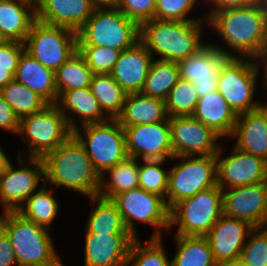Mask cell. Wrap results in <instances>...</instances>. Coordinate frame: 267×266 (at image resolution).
<instances>
[{"label":"cell","mask_w":267,"mask_h":266,"mask_svg":"<svg viewBox=\"0 0 267 266\" xmlns=\"http://www.w3.org/2000/svg\"><path fill=\"white\" fill-rule=\"evenodd\" d=\"M206 15L208 28L225 41L226 47L209 41L211 45L228 57L263 61L267 53V16L259 2L246 7L215 10Z\"/></svg>","instance_id":"obj_1"},{"label":"cell","mask_w":267,"mask_h":266,"mask_svg":"<svg viewBox=\"0 0 267 266\" xmlns=\"http://www.w3.org/2000/svg\"><path fill=\"white\" fill-rule=\"evenodd\" d=\"M43 162L46 185L64 187L87 198L98 196L100 175L73 134L56 150L48 153Z\"/></svg>","instance_id":"obj_2"},{"label":"cell","mask_w":267,"mask_h":266,"mask_svg":"<svg viewBox=\"0 0 267 266\" xmlns=\"http://www.w3.org/2000/svg\"><path fill=\"white\" fill-rule=\"evenodd\" d=\"M206 27L207 20L169 21L154 18L140 25L139 41L154 59L179 62L198 53L209 43L202 39Z\"/></svg>","instance_id":"obj_3"},{"label":"cell","mask_w":267,"mask_h":266,"mask_svg":"<svg viewBox=\"0 0 267 266\" xmlns=\"http://www.w3.org/2000/svg\"><path fill=\"white\" fill-rule=\"evenodd\" d=\"M0 228L9 237L18 266L64 265L49 229L17 212L0 213Z\"/></svg>","instance_id":"obj_4"},{"label":"cell","mask_w":267,"mask_h":266,"mask_svg":"<svg viewBox=\"0 0 267 266\" xmlns=\"http://www.w3.org/2000/svg\"><path fill=\"white\" fill-rule=\"evenodd\" d=\"M263 62L252 58L230 57L221 68L217 91L237 115L258 109L260 101L255 98L260 74L265 86ZM259 76V77H258ZM257 89V90H256ZM258 100V101H257Z\"/></svg>","instance_id":"obj_5"},{"label":"cell","mask_w":267,"mask_h":266,"mask_svg":"<svg viewBox=\"0 0 267 266\" xmlns=\"http://www.w3.org/2000/svg\"><path fill=\"white\" fill-rule=\"evenodd\" d=\"M72 134L64 114L55 104H49L41 111L20 119L17 136H20L27 146L18 150L17 156L43 159Z\"/></svg>","instance_id":"obj_6"},{"label":"cell","mask_w":267,"mask_h":266,"mask_svg":"<svg viewBox=\"0 0 267 266\" xmlns=\"http://www.w3.org/2000/svg\"><path fill=\"white\" fill-rule=\"evenodd\" d=\"M140 37V26L118 8H95L77 31L78 46H100L124 51Z\"/></svg>","instance_id":"obj_7"},{"label":"cell","mask_w":267,"mask_h":266,"mask_svg":"<svg viewBox=\"0 0 267 266\" xmlns=\"http://www.w3.org/2000/svg\"><path fill=\"white\" fill-rule=\"evenodd\" d=\"M111 201L117 206L128 232L135 238H140L136 224L152 226L151 237L164 238L169 231L170 209L166 200L154 193L147 192L140 187L121 192Z\"/></svg>","instance_id":"obj_8"},{"label":"cell","mask_w":267,"mask_h":266,"mask_svg":"<svg viewBox=\"0 0 267 266\" xmlns=\"http://www.w3.org/2000/svg\"><path fill=\"white\" fill-rule=\"evenodd\" d=\"M222 215V189L217 185L177 202L170 209L169 233L177 226L175 235L205 236Z\"/></svg>","instance_id":"obj_9"},{"label":"cell","mask_w":267,"mask_h":266,"mask_svg":"<svg viewBox=\"0 0 267 266\" xmlns=\"http://www.w3.org/2000/svg\"><path fill=\"white\" fill-rule=\"evenodd\" d=\"M73 135L85 148L99 175L128 157L125 130L117 119L82 125Z\"/></svg>","instance_id":"obj_10"},{"label":"cell","mask_w":267,"mask_h":266,"mask_svg":"<svg viewBox=\"0 0 267 266\" xmlns=\"http://www.w3.org/2000/svg\"><path fill=\"white\" fill-rule=\"evenodd\" d=\"M170 160L178 162H174L168 173L167 206L169 209L199 191L217 186L216 155L174 156Z\"/></svg>","instance_id":"obj_11"},{"label":"cell","mask_w":267,"mask_h":266,"mask_svg":"<svg viewBox=\"0 0 267 266\" xmlns=\"http://www.w3.org/2000/svg\"><path fill=\"white\" fill-rule=\"evenodd\" d=\"M24 47L34 59L55 72L78 51L77 32L36 19L32 23Z\"/></svg>","instance_id":"obj_12"},{"label":"cell","mask_w":267,"mask_h":266,"mask_svg":"<svg viewBox=\"0 0 267 266\" xmlns=\"http://www.w3.org/2000/svg\"><path fill=\"white\" fill-rule=\"evenodd\" d=\"M0 174V207L3 212H17L44 183V162L41 158L16 157ZM41 181V182H40Z\"/></svg>","instance_id":"obj_13"},{"label":"cell","mask_w":267,"mask_h":266,"mask_svg":"<svg viewBox=\"0 0 267 266\" xmlns=\"http://www.w3.org/2000/svg\"><path fill=\"white\" fill-rule=\"evenodd\" d=\"M168 121L174 156L216 155L223 144L219 134L192 116L168 117Z\"/></svg>","instance_id":"obj_14"},{"label":"cell","mask_w":267,"mask_h":266,"mask_svg":"<svg viewBox=\"0 0 267 266\" xmlns=\"http://www.w3.org/2000/svg\"><path fill=\"white\" fill-rule=\"evenodd\" d=\"M221 144L217 160V185L221 189L253 185L267 181V162L263 159L232 147L225 154Z\"/></svg>","instance_id":"obj_15"},{"label":"cell","mask_w":267,"mask_h":266,"mask_svg":"<svg viewBox=\"0 0 267 266\" xmlns=\"http://www.w3.org/2000/svg\"><path fill=\"white\" fill-rule=\"evenodd\" d=\"M122 127L128 157L138 160H170L174 157L168 118L153 124Z\"/></svg>","instance_id":"obj_16"},{"label":"cell","mask_w":267,"mask_h":266,"mask_svg":"<svg viewBox=\"0 0 267 266\" xmlns=\"http://www.w3.org/2000/svg\"><path fill=\"white\" fill-rule=\"evenodd\" d=\"M223 214L253 227L267 226V181L222 189Z\"/></svg>","instance_id":"obj_17"},{"label":"cell","mask_w":267,"mask_h":266,"mask_svg":"<svg viewBox=\"0 0 267 266\" xmlns=\"http://www.w3.org/2000/svg\"><path fill=\"white\" fill-rule=\"evenodd\" d=\"M229 58L208 43L198 53L178 62L180 78L193 83L199 98L206 96L217 91L219 73Z\"/></svg>","instance_id":"obj_18"},{"label":"cell","mask_w":267,"mask_h":266,"mask_svg":"<svg viewBox=\"0 0 267 266\" xmlns=\"http://www.w3.org/2000/svg\"><path fill=\"white\" fill-rule=\"evenodd\" d=\"M83 266H126L130 233L91 234L84 229Z\"/></svg>","instance_id":"obj_19"},{"label":"cell","mask_w":267,"mask_h":266,"mask_svg":"<svg viewBox=\"0 0 267 266\" xmlns=\"http://www.w3.org/2000/svg\"><path fill=\"white\" fill-rule=\"evenodd\" d=\"M253 228L246 221L223 214L205 235L210 244L214 261L219 263L239 258Z\"/></svg>","instance_id":"obj_20"},{"label":"cell","mask_w":267,"mask_h":266,"mask_svg":"<svg viewBox=\"0 0 267 266\" xmlns=\"http://www.w3.org/2000/svg\"><path fill=\"white\" fill-rule=\"evenodd\" d=\"M35 9L37 20L77 32L95 7L90 0H36Z\"/></svg>","instance_id":"obj_21"},{"label":"cell","mask_w":267,"mask_h":266,"mask_svg":"<svg viewBox=\"0 0 267 266\" xmlns=\"http://www.w3.org/2000/svg\"><path fill=\"white\" fill-rule=\"evenodd\" d=\"M153 59L152 54L138 41L121 52L111 76L127 94L140 93Z\"/></svg>","instance_id":"obj_22"},{"label":"cell","mask_w":267,"mask_h":266,"mask_svg":"<svg viewBox=\"0 0 267 266\" xmlns=\"http://www.w3.org/2000/svg\"><path fill=\"white\" fill-rule=\"evenodd\" d=\"M66 117L69 128L107 121L109 118L101 110L90 87L61 92L55 103Z\"/></svg>","instance_id":"obj_23"},{"label":"cell","mask_w":267,"mask_h":266,"mask_svg":"<svg viewBox=\"0 0 267 266\" xmlns=\"http://www.w3.org/2000/svg\"><path fill=\"white\" fill-rule=\"evenodd\" d=\"M228 139L235 142L237 149L267 162V119L259 108L238 115Z\"/></svg>","instance_id":"obj_24"},{"label":"cell","mask_w":267,"mask_h":266,"mask_svg":"<svg viewBox=\"0 0 267 266\" xmlns=\"http://www.w3.org/2000/svg\"><path fill=\"white\" fill-rule=\"evenodd\" d=\"M191 116L212 128L223 141L231 136L238 117L218 91L199 98Z\"/></svg>","instance_id":"obj_25"},{"label":"cell","mask_w":267,"mask_h":266,"mask_svg":"<svg viewBox=\"0 0 267 266\" xmlns=\"http://www.w3.org/2000/svg\"><path fill=\"white\" fill-rule=\"evenodd\" d=\"M35 20L34 0H0V30L9 41L24 43Z\"/></svg>","instance_id":"obj_26"},{"label":"cell","mask_w":267,"mask_h":266,"mask_svg":"<svg viewBox=\"0 0 267 266\" xmlns=\"http://www.w3.org/2000/svg\"><path fill=\"white\" fill-rule=\"evenodd\" d=\"M14 80L39 94L49 104L56 103L55 72L44 67L25 50L19 58Z\"/></svg>","instance_id":"obj_27"},{"label":"cell","mask_w":267,"mask_h":266,"mask_svg":"<svg viewBox=\"0 0 267 266\" xmlns=\"http://www.w3.org/2000/svg\"><path fill=\"white\" fill-rule=\"evenodd\" d=\"M168 118L164 100L141 93L127 94L121 114L116 118L121 126L153 124Z\"/></svg>","instance_id":"obj_28"},{"label":"cell","mask_w":267,"mask_h":266,"mask_svg":"<svg viewBox=\"0 0 267 266\" xmlns=\"http://www.w3.org/2000/svg\"><path fill=\"white\" fill-rule=\"evenodd\" d=\"M40 185L41 187L26 199L17 213L28 221L52 230V223H54L58 214H60L59 207H61V203L55 196L56 189L45 183Z\"/></svg>","instance_id":"obj_29"},{"label":"cell","mask_w":267,"mask_h":266,"mask_svg":"<svg viewBox=\"0 0 267 266\" xmlns=\"http://www.w3.org/2000/svg\"><path fill=\"white\" fill-rule=\"evenodd\" d=\"M139 187V160L127 157L100 175L98 196L111 200L115 195Z\"/></svg>","instance_id":"obj_30"},{"label":"cell","mask_w":267,"mask_h":266,"mask_svg":"<svg viewBox=\"0 0 267 266\" xmlns=\"http://www.w3.org/2000/svg\"><path fill=\"white\" fill-rule=\"evenodd\" d=\"M91 207L84 229L91 234L129 233L117 206L99 196L88 198Z\"/></svg>","instance_id":"obj_31"},{"label":"cell","mask_w":267,"mask_h":266,"mask_svg":"<svg viewBox=\"0 0 267 266\" xmlns=\"http://www.w3.org/2000/svg\"><path fill=\"white\" fill-rule=\"evenodd\" d=\"M173 240L177 249L171 258V266H216L205 236L174 235Z\"/></svg>","instance_id":"obj_32"},{"label":"cell","mask_w":267,"mask_h":266,"mask_svg":"<svg viewBox=\"0 0 267 266\" xmlns=\"http://www.w3.org/2000/svg\"><path fill=\"white\" fill-rule=\"evenodd\" d=\"M180 79L178 62L153 59L141 94L166 101L170 90Z\"/></svg>","instance_id":"obj_33"},{"label":"cell","mask_w":267,"mask_h":266,"mask_svg":"<svg viewBox=\"0 0 267 266\" xmlns=\"http://www.w3.org/2000/svg\"><path fill=\"white\" fill-rule=\"evenodd\" d=\"M90 89L109 119H116L121 114L127 93L111 74H94Z\"/></svg>","instance_id":"obj_34"},{"label":"cell","mask_w":267,"mask_h":266,"mask_svg":"<svg viewBox=\"0 0 267 266\" xmlns=\"http://www.w3.org/2000/svg\"><path fill=\"white\" fill-rule=\"evenodd\" d=\"M93 75L85 59L77 51L55 71L57 97L63 91L90 87Z\"/></svg>","instance_id":"obj_35"},{"label":"cell","mask_w":267,"mask_h":266,"mask_svg":"<svg viewBox=\"0 0 267 266\" xmlns=\"http://www.w3.org/2000/svg\"><path fill=\"white\" fill-rule=\"evenodd\" d=\"M0 93L19 119L39 112L49 105L39 94L15 80L2 88Z\"/></svg>","instance_id":"obj_36"},{"label":"cell","mask_w":267,"mask_h":266,"mask_svg":"<svg viewBox=\"0 0 267 266\" xmlns=\"http://www.w3.org/2000/svg\"><path fill=\"white\" fill-rule=\"evenodd\" d=\"M164 238L134 239L126 266H171V257L165 250Z\"/></svg>","instance_id":"obj_37"},{"label":"cell","mask_w":267,"mask_h":266,"mask_svg":"<svg viewBox=\"0 0 267 266\" xmlns=\"http://www.w3.org/2000/svg\"><path fill=\"white\" fill-rule=\"evenodd\" d=\"M170 160H140L139 187L147 192L163 197L167 203L169 167L164 168Z\"/></svg>","instance_id":"obj_38"},{"label":"cell","mask_w":267,"mask_h":266,"mask_svg":"<svg viewBox=\"0 0 267 266\" xmlns=\"http://www.w3.org/2000/svg\"><path fill=\"white\" fill-rule=\"evenodd\" d=\"M198 100L193 83L180 78L165 101L168 117L191 116Z\"/></svg>","instance_id":"obj_39"},{"label":"cell","mask_w":267,"mask_h":266,"mask_svg":"<svg viewBox=\"0 0 267 266\" xmlns=\"http://www.w3.org/2000/svg\"><path fill=\"white\" fill-rule=\"evenodd\" d=\"M201 3H204V0H156L154 18L169 21L207 20L206 14L194 18L190 15L193 10L196 11V4L203 5Z\"/></svg>","instance_id":"obj_40"},{"label":"cell","mask_w":267,"mask_h":266,"mask_svg":"<svg viewBox=\"0 0 267 266\" xmlns=\"http://www.w3.org/2000/svg\"><path fill=\"white\" fill-rule=\"evenodd\" d=\"M78 51L93 74H111L122 52L115 48L100 46H78Z\"/></svg>","instance_id":"obj_41"},{"label":"cell","mask_w":267,"mask_h":266,"mask_svg":"<svg viewBox=\"0 0 267 266\" xmlns=\"http://www.w3.org/2000/svg\"><path fill=\"white\" fill-rule=\"evenodd\" d=\"M240 258L247 266H267V226L251 230Z\"/></svg>","instance_id":"obj_42"},{"label":"cell","mask_w":267,"mask_h":266,"mask_svg":"<svg viewBox=\"0 0 267 266\" xmlns=\"http://www.w3.org/2000/svg\"><path fill=\"white\" fill-rule=\"evenodd\" d=\"M156 0H118L117 7L139 26L155 17Z\"/></svg>","instance_id":"obj_43"},{"label":"cell","mask_w":267,"mask_h":266,"mask_svg":"<svg viewBox=\"0 0 267 266\" xmlns=\"http://www.w3.org/2000/svg\"><path fill=\"white\" fill-rule=\"evenodd\" d=\"M24 43L10 41L0 47V66L10 67V73L14 76L18 67V61L23 51Z\"/></svg>","instance_id":"obj_44"},{"label":"cell","mask_w":267,"mask_h":266,"mask_svg":"<svg viewBox=\"0 0 267 266\" xmlns=\"http://www.w3.org/2000/svg\"><path fill=\"white\" fill-rule=\"evenodd\" d=\"M20 119L0 93V130L18 135Z\"/></svg>","instance_id":"obj_45"},{"label":"cell","mask_w":267,"mask_h":266,"mask_svg":"<svg viewBox=\"0 0 267 266\" xmlns=\"http://www.w3.org/2000/svg\"><path fill=\"white\" fill-rule=\"evenodd\" d=\"M0 266H18L12 244L0 228Z\"/></svg>","instance_id":"obj_46"},{"label":"cell","mask_w":267,"mask_h":266,"mask_svg":"<svg viewBox=\"0 0 267 266\" xmlns=\"http://www.w3.org/2000/svg\"><path fill=\"white\" fill-rule=\"evenodd\" d=\"M259 0H204V5H208L207 14L215 10L246 7L258 3Z\"/></svg>","instance_id":"obj_47"},{"label":"cell","mask_w":267,"mask_h":266,"mask_svg":"<svg viewBox=\"0 0 267 266\" xmlns=\"http://www.w3.org/2000/svg\"><path fill=\"white\" fill-rule=\"evenodd\" d=\"M13 80L14 76L10 73V67L0 66V90Z\"/></svg>","instance_id":"obj_48"},{"label":"cell","mask_w":267,"mask_h":266,"mask_svg":"<svg viewBox=\"0 0 267 266\" xmlns=\"http://www.w3.org/2000/svg\"><path fill=\"white\" fill-rule=\"evenodd\" d=\"M95 8H116L118 0H90Z\"/></svg>","instance_id":"obj_49"},{"label":"cell","mask_w":267,"mask_h":266,"mask_svg":"<svg viewBox=\"0 0 267 266\" xmlns=\"http://www.w3.org/2000/svg\"><path fill=\"white\" fill-rule=\"evenodd\" d=\"M9 154L4 151V147L0 145V174L7 168V166L12 162Z\"/></svg>","instance_id":"obj_50"},{"label":"cell","mask_w":267,"mask_h":266,"mask_svg":"<svg viewBox=\"0 0 267 266\" xmlns=\"http://www.w3.org/2000/svg\"><path fill=\"white\" fill-rule=\"evenodd\" d=\"M216 266H247L242 259L236 258L231 260H225L216 264Z\"/></svg>","instance_id":"obj_51"},{"label":"cell","mask_w":267,"mask_h":266,"mask_svg":"<svg viewBox=\"0 0 267 266\" xmlns=\"http://www.w3.org/2000/svg\"><path fill=\"white\" fill-rule=\"evenodd\" d=\"M262 62H263L264 71H265L264 73L265 74V86L263 87V89L267 90V53Z\"/></svg>","instance_id":"obj_52"},{"label":"cell","mask_w":267,"mask_h":266,"mask_svg":"<svg viewBox=\"0 0 267 266\" xmlns=\"http://www.w3.org/2000/svg\"><path fill=\"white\" fill-rule=\"evenodd\" d=\"M10 41L8 38L4 35V33L0 30V47L6 45Z\"/></svg>","instance_id":"obj_53"},{"label":"cell","mask_w":267,"mask_h":266,"mask_svg":"<svg viewBox=\"0 0 267 266\" xmlns=\"http://www.w3.org/2000/svg\"><path fill=\"white\" fill-rule=\"evenodd\" d=\"M258 108L264 113V115L266 116V119H267V102H266V100L264 103H262V101H260V105Z\"/></svg>","instance_id":"obj_54"},{"label":"cell","mask_w":267,"mask_h":266,"mask_svg":"<svg viewBox=\"0 0 267 266\" xmlns=\"http://www.w3.org/2000/svg\"><path fill=\"white\" fill-rule=\"evenodd\" d=\"M259 4L261 6L262 11L267 16V0H259Z\"/></svg>","instance_id":"obj_55"}]
</instances>
